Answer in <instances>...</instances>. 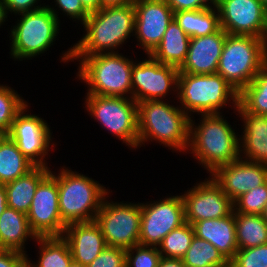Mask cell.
Returning a JSON list of instances; mask_svg holds the SVG:
<instances>
[{
    "label": "cell",
    "mask_w": 267,
    "mask_h": 267,
    "mask_svg": "<svg viewBox=\"0 0 267 267\" xmlns=\"http://www.w3.org/2000/svg\"><path fill=\"white\" fill-rule=\"evenodd\" d=\"M50 167L35 166L18 179L4 184L8 207L27 214L38 184L50 173Z\"/></svg>",
    "instance_id": "obj_24"
},
{
    "label": "cell",
    "mask_w": 267,
    "mask_h": 267,
    "mask_svg": "<svg viewBox=\"0 0 267 267\" xmlns=\"http://www.w3.org/2000/svg\"><path fill=\"white\" fill-rule=\"evenodd\" d=\"M74 59L79 61L77 78L88 85L86 94L132 98L131 71L135 60L119 52L72 56L73 62Z\"/></svg>",
    "instance_id": "obj_4"
},
{
    "label": "cell",
    "mask_w": 267,
    "mask_h": 267,
    "mask_svg": "<svg viewBox=\"0 0 267 267\" xmlns=\"http://www.w3.org/2000/svg\"><path fill=\"white\" fill-rule=\"evenodd\" d=\"M55 2V7H51L46 5L50 11L57 17V19L60 18L58 17L59 13L58 11L61 10L63 11L62 14L69 18H71L73 21H77V23L80 21V24H83L87 17L90 15L83 7L81 0H54ZM55 8V9H54ZM59 8V9H58ZM58 9V11H56Z\"/></svg>",
    "instance_id": "obj_37"
},
{
    "label": "cell",
    "mask_w": 267,
    "mask_h": 267,
    "mask_svg": "<svg viewBox=\"0 0 267 267\" xmlns=\"http://www.w3.org/2000/svg\"><path fill=\"white\" fill-rule=\"evenodd\" d=\"M10 86L0 84V131L7 134L17 113L27 104Z\"/></svg>",
    "instance_id": "obj_33"
},
{
    "label": "cell",
    "mask_w": 267,
    "mask_h": 267,
    "mask_svg": "<svg viewBox=\"0 0 267 267\" xmlns=\"http://www.w3.org/2000/svg\"><path fill=\"white\" fill-rule=\"evenodd\" d=\"M82 25L85 34L62 54L60 62H72V56L118 52L117 48L120 49L119 47L128 42V38L134 36V5L101 8L90 13Z\"/></svg>",
    "instance_id": "obj_1"
},
{
    "label": "cell",
    "mask_w": 267,
    "mask_h": 267,
    "mask_svg": "<svg viewBox=\"0 0 267 267\" xmlns=\"http://www.w3.org/2000/svg\"><path fill=\"white\" fill-rule=\"evenodd\" d=\"M105 197L95 216L107 246L124 249L139 245L141 203L114 202Z\"/></svg>",
    "instance_id": "obj_10"
},
{
    "label": "cell",
    "mask_w": 267,
    "mask_h": 267,
    "mask_svg": "<svg viewBox=\"0 0 267 267\" xmlns=\"http://www.w3.org/2000/svg\"><path fill=\"white\" fill-rule=\"evenodd\" d=\"M160 259L158 247L136 245L126 249V267H158Z\"/></svg>",
    "instance_id": "obj_35"
},
{
    "label": "cell",
    "mask_w": 267,
    "mask_h": 267,
    "mask_svg": "<svg viewBox=\"0 0 267 267\" xmlns=\"http://www.w3.org/2000/svg\"><path fill=\"white\" fill-rule=\"evenodd\" d=\"M174 19L190 38L211 35L220 29L219 13L215 6L174 12Z\"/></svg>",
    "instance_id": "obj_26"
},
{
    "label": "cell",
    "mask_w": 267,
    "mask_h": 267,
    "mask_svg": "<svg viewBox=\"0 0 267 267\" xmlns=\"http://www.w3.org/2000/svg\"><path fill=\"white\" fill-rule=\"evenodd\" d=\"M29 238L36 240L38 237L30 228L27 214L7 207L0 216V249L27 255L25 242Z\"/></svg>",
    "instance_id": "obj_23"
},
{
    "label": "cell",
    "mask_w": 267,
    "mask_h": 267,
    "mask_svg": "<svg viewBox=\"0 0 267 267\" xmlns=\"http://www.w3.org/2000/svg\"><path fill=\"white\" fill-rule=\"evenodd\" d=\"M194 230L190 223L171 230L158 246L161 257L182 259L191 245Z\"/></svg>",
    "instance_id": "obj_32"
},
{
    "label": "cell",
    "mask_w": 267,
    "mask_h": 267,
    "mask_svg": "<svg viewBox=\"0 0 267 267\" xmlns=\"http://www.w3.org/2000/svg\"><path fill=\"white\" fill-rule=\"evenodd\" d=\"M69 245L73 261L88 266L107 247L95 221L68 224L62 236Z\"/></svg>",
    "instance_id": "obj_20"
},
{
    "label": "cell",
    "mask_w": 267,
    "mask_h": 267,
    "mask_svg": "<svg viewBox=\"0 0 267 267\" xmlns=\"http://www.w3.org/2000/svg\"><path fill=\"white\" fill-rule=\"evenodd\" d=\"M147 59L133 63L131 71L132 98L138 103L143 101L164 100L178 88L179 69L154 60ZM137 62V63H136ZM164 98V99H163Z\"/></svg>",
    "instance_id": "obj_12"
},
{
    "label": "cell",
    "mask_w": 267,
    "mask_h": 267,
    "mask_svg": "<svg viewBox=\"0 0 267 267\" xmlns=\"http://www.w3.org/2000/svg\"><path fill=\"white\" fill-rule=\"evenodd\" d=\"M229 267H267V244L238 249Z\"/></svg>",
    "instance_id": "obj_36"
},
{
    "label": "cell",
    "mask_w": 267,
    "mask_h": 267,
    "mask_svg": "<svg viewBox=\"0 0 267 267\" xmlns=\"http://www.w3.org/2000/svg\"><path fill=\"white\" fill-rule=\"evenodd\" d=\"M236 112L243 121V134L239 136L240 158L267 164V116L247 112L240 104Z\"/></svg>",
    "instance_id": "obj_21"
},
{
    "label": "cell",
    "mask_w": 267,
    "mask_h": 267,
    "mask_svg": "<svg viewBox=\"0 0 267 267\" xmlns=\"http://www.w3.org/2000/svg\"><path fill=\"white\" fill-rule=\"evenodd\" d=\"M210 176L234 202L242 194L267 182V164L239 158L219 166Z\"/></svg>",
    "instance_id": "obj_18"
},
{
    "label": "cell",
    "mask_w": 267,
    "mask_h": 267,
    "mask_svg": "<svg viewBox=\"0 0 267 267\" xmlns=\"http://www.w3.org/2000/svg\"><path fill=\"white\" fill-rule=\"evenodd\" d=\"M185 221L191 225L205 219H218L230 215L233 201L211 176L196 183L182 194Z\"/></svg>",
    "instance_id": "obj_14"
},
{
    "label": "cell",
    "mask_w": 267,
    "mask_h": 267,
    "mask_svg": "<svg viewBox=\"0 0 267 267\" xmlns=\"http://www.w3.org/2000/svg\"><path fill=\"white\" fill-rule=\"evenodd\" d=\"M128 4L135 5L137 3L143 2L144 0H125Z\"/></svg>",
    "instance_id": "obj_48"
},
{
    "label": "cell",
    "mask_w": 267,
    "mask_h": 267,
    "mask_svg": "<svg viewBox=\"0 0 267 267\" xmlns=\"http://www.w3.org/2000/svg\"><path fill=\"white\" fill-rule=\"evenodd\" d=\"M69 267H87V266H84L82 264H79V263L72 261L71 264L69 265Z\"/></svg>",
    "instance_id": "obj_49"
},
{
    "label": "cell",
    "mask_w": 267,
    "mask_h": 267,
    "mask_svg": "<svg viewBox=\"0 0 267 267\" xmlns=\"http://www.w3.org/2000/svg\"><path fill=\"white\" fill-rule=\"evenodd\" d=\"M6 134L0 131V140L5 136Z\"/></svg>",
    "instance_id": "obj_52"
},
{
    "label": "cell",
    "mask_w": 267,
    "mask_h": 267,
    "mask_svg": "<svg viewBox=\"0 0 267 267\" xmlns=\"http://www.w3.org/2000/svg\"><path fill=\"white\" fill-rule=\"evenodd\" d=\"M222 113L201 114L197 125L190 118L188 150L193 158L212 174L219 166L239 159L240 134L235 132ZM196 124V125H195ZM238 134V135H237Z\"/></svg>",
    "instance_id": "obj_2"
},
{
    "label": "cell",
    "mask_w": 267,
    "mask_h": 267,
    "mask_svg": "<svg viewBox=\"0 0 267 267\" xmlns=\"http://www.w3.org/2000/svg\"><path fill=\"white\" fill-rule=\"evenodd\" d=\"M57 180L49 173L37 186L27 218L37 237L63 236L66 224L58 204Z\"/></svg>",
    "instance_id": "obj_15"
},
{
    "label": "cell",
    "mask_w": 267,
    "mask_h": 267,
    "mask_svg": "<svg viewBox=\"0 0 267 267\" xmlns=\"http://www.w3.org/2000/svg\"><path fill=\"white\" fill-rule=\"evenodd\" d=\"M173 12L200 10L215 6V0H165Z\"/></svg>",
    "instance_id": "obj_40"
},
{
    "label": "cell",
    "mask_w": 267,
    "mask_h": 267,
    "mask_svg": "<svg viewBox=\"0 0 267 267\" xmlns=\"http://www.w3.org/2000/svg\"><path fill=\"white\" fill-rule=\"evenodd\" d=\"M220 28L233 35H262L266 7L260 0H215Z\"/></svg>",
    "instance_id": "obj_16"
},
{
    "label": "cell",
    "mask_w": 267,
    "mask_h": 267,
    "mask_svg": "<svg viewBox=\"0 0 267 267\" xmlns=\"http://www.w3.org/2000/svg\"><path fill=\"white\" fill-rule=\"evenodd\" d=\"M87 267H126V249L107 246Z\"/></svg>",
    "instance_id": "obj_38"
},
{
    "label": "cell",
    "mask_w": 267,
    "mask_h": 267,
    "mask_svg": "<svg viewBox=\"0 0 267 267\" xmlns=\"http://www.w3.org/2000/svg\"><path fill=\"white\" fill-rule=\"evenodd\" d=\"M134 9L137 46L150 55L161 42L174 12L165 0H144L135 4Z\"/></svg>",
    "instance_id": "obj_17"
},
{
    "label": "cell",
    "mask_w": 267,
    "mask_h": 267,
    "mask_svg": "<svg viewBox=\"0 0 267 267\" xmlns=\"http://www.w3.org/2000/svg\"><path fill=\"white\" fill-rule=\"evenodd\" d=\"M267 63V53L259 37L228 34L217 73L240 93Z\"/></svg>",
    "instance_id": "obj_7"
},
{
    "label": "cell",
    "mask_w": 267,
    "mask_h": 267,
    "mask_svg": "<svg viewBox=\"0 0 267 267\" xmlns=\"http://www.w3.org/2000/svg\"><path fill=\"white\" fill-rule=\"evenodd\" d=\"M262 216L265 219V221L267 222V204L265 206V209H264V212H263Z\"/></svg>",
    "instance_id": "obj_50"
},
{
    "label": "cell",
    "mask_w": 267,
    "mask_h": 267,
    "mask_svg": "<svg viewBox=\"0 0 267 267\" xmlns=\"http://www.w3.org/2000/svg\"><path fill=\"white\" fill-rule=\"evenodd\" d=\"M84 9L90 14L97 12L101 9L100 0H81Z\"/></svg>",
    "instance_id": "obj_43"
},
{
    "label": "cell",
    "mask_w": 267,
    "mask_h": 267,
    "mask_svg": "<svg viewBox=\"0 0 267 267\" xmlns=\"http://www.w3.org/2000/svg\"><path fill=\"white\" fill-rule=\"evenodd\" d=\"M265 52L267 53V8L265 11L264 28L260 36Z\"/></svg>",
    "instance_id": "obj_46"
},
{
    "label": "cell",
    "mask_w": 267,
    "mask_h": 267,
    "mask_svg": "<svg viewBox=\"0 0 267 267\" xmlns=\"http://www.w3.org/2000/svg\"><path fill=\"white\" fill-rule=\"evenodd\" d=\"M182 261L186 267H229V262L214 245L195 235Z\"/></svg>",
    "instance_id": "obj_31"
},
{
    "label": "cell",
    "mask_w": 267,
    "mask_h": 267,
    "mask_svg": "<svg viewBox=\"0 0 267 267\" xmlns=\"http://www.w3.org/2000/svg\"><path fill=\"white\" fill-rule=\"evenodd\" d=\"M158 267H186L182 259L161 257Z\"/></svg>",
    "instance_id": "obj_42"
},
{
    "label": "cell",
    "mask_w": 267,
    "mask_h": 267,
    "mask_svg": "<svg viewBox=\"0 0 267 267\" xmlns=\"http://www.w3.org/2000/svg\"><path fill=\"white\" fill-rule=\"evenodd\" d=\"M239 104L247 112L267 116V63L239 93Z\"/></svg>",
    "instance_id": "obj_30"
},
{
    "label": "cell",
    "mask_w": 267,
    "mask_h": 267,
    "mask_svg": "<svg viewBox=\"0 0 267 267\" xmlns=\"http://www.w3.org/2000/svg\"><path fill=\"white\" fill-rule=\"evenodd\" d=\"M35 166L7 134L0 140V184L18 179Z\"/></svg>",
    "instance_id": "obj_27"
},
{
    "label": "cell",
    "mask_w": 267,
    "mask_h": 267,
    "mask_svg": "<svg viewBox=\"0 0 267 267\" xmlns=\"http://www.w3.org/2000/svg\"><path fill=\"white\" fill-rule=\"evenodd\" d=\"M190 39L173 18L150 56L162 64L179 68L185 61Z\"/></svg>",
    "instance_id": "obj_25"
},
{
    "label": "cell",
    "mask_w": 267,
    "mask_h": 267,
    "mask_svg": "<svg viewBox=\"0 0 267 267\" xmlns=\"http://www.w3.org/2000/svg\"><path fill=\"white\" fill-rule=\"evenodd\" d=\"M50 174L57 180L62 221L66 225L94 221L105 197L111 193L110 189L64 166L59 169L58 175L54 171Z\"/></svg>",
    "instance_id": "obj_5"
},
{
    "label": "cell",
    "mask_w": 267,
    "mask_h": 267,
    "mask_svg": "<svg viewBox=\"0 0 267 267\" xmlns=\"http://www.w3.org/2000/svg\"><path fill=\"white\" fill-rule=\"evenodd\" d=\"M177 100L181 109L193 118V113L219 114L221 108L228 105L235 111L239 105V93L218 73H179Z\"/></svg>",
    "instance_id": "obj_6"
},
{
    "label": "cell",
    "mask_w": 267,
    "mask_h": 267,
    "mask_svg": "<svg viewBox=\"0 0 267 267\" xmlns=\"http://www.w3.org/2000/svg\"><path fill=\"white\" fill-rule=\"evenodd\" d=\"M137 116L139 148L156 141L176 153H187L190 117L180 106L165 100L138 102Z\"/></svg>",
    "instance_id": "obj_3"
},
{
    "label": "cell",
    "mask_w": 267,
    "mask_h": 267,
    "mask_svg": "<svg viewBox=\"0 0 267 267\" xmlns=\"http://www.w3.org/2000/svg\"><path fill=\"white\" fill-rule=\"evenodd\" d=\"M5 6L6 14L8 16L9 12L14 15L36 11L44 8L46 5L37 3L40 0H2Z\"/></svg>",
    "instance_id": "obj_39"
},
{
    "label": "cell",
    "mask_w": 267,
    "mask_h": 267,
    "mask_svg": "<svg viewBox=\"0 0 267 267\" xmlns=\"http://www.w3.org/2000/svg\"><path fill=\"white\" fill-rule=\"evenodd\" d=\"M27 103L15 116L7 135L16 143L19 150L36 166H48V152L54 149L50 125L39 115L29 112ZM27 112V113H26ZM52 146V147H50Z\"/></svg>",
    "instance_id": "obj_13"
},
{
    "label": "cell",
    "mask_w": 267,
    "mask_h": 267,
    "mask_svg": "<svg viewBox=\"0 0 267 267\" xmlns=\"http://www.w3.org/2000/svg\"><path fill=\"white\" fill-rule=\"evenodd\" d=\"M84 104L88 114L108 133L128 147L138 148L137 102L133 98L87 94Z\"/></svg>",
    "instance_id": "obj_9"
},
{
    "label": "cell",
    "mask_w": 267,
    "mask_h": 267,
    "mask_svg": "<svg viewBox=\"0 0 267 267\" xmlns=\"http://www.w3.org/2000/svg\"><path fill=\"white\" fill-rule=\"evenodd\" d=\"M10 28V55L14 60H30L47 52L59 34L60 21L45 6L42 9L18 14Z\"/></svg>",
    "instance_id": "obj_8"
},
{
    "label": "cell",
    "mask_w": 267,
    "mask_h": 267,
    "mask_svg": "<svg viewBox=\"0 0 267 267\" xmlns=\"http://www.w3.org/2000/svg\"><path fill=\"white\" fill-rule=\"evenodd\" d=\"M101 8L128 4L125 0H100Z\"/></svg>",
    "instance_id": "obj_45"
},
{
    "label": "cell",
    "mask_w": 267,
    "mask_h": 267,
    "mask_svg": "<svg viewBox=\"0 0 267 267\" xmlns=\"http://www.w3.org/2000/svg\"><path fill=\"white\" fill-rule=\"evenodd\" d=\"M262 4L267 8V0H260Z\"/></svg>",
    "instance_id": "obj_51"
},
{
    "label": "cell",
    "mask_w": 267,
    "mask_h": 267,
    "mask_svg": "<svg viewBox=\"0 0 267 267\" xmlns=\"http://www.w3.org/2000/svg\"><path fill=\"white\" fill-rule=\"evenodd\" d=\"M226 36L227 33L220 28L211 35L191 38L185 61L178 68L179 73H217L218 63Z\"/></svg>",
    "instance_id": "obj_19"
},
{
    "label": "cell",
    "mask_w": 267,
    "mask_h": 267,
    "mask_svg": "<svg viewBox=\"0 0 267 267\" xmlns=\"http://www.w3.org/2000/svg\"><path fill=\"white\" fill-rule=\"evenodd\" d=\"M6 19H8V16L6 14L5 6L3 4V1L0 0V26L4 24V22H6Z\"/></svg>",
    "instance_id": "obj_47"
},
{
    "label": "cell",
    "mask_w": 267,
    "mask_h": 267,
    "mask_svg": "<svg viewBox=\"0 0 267 267\" xmlns=\"http://www.w3.org/2000/svg\"><path fill=\"white\" fill-rule=\"evenodd\" d=\"M37 263L27 255L26 267H69L73 261L68 242L62 236L38 237Z\"/></svg>",
    "instance_id": "obj_28"
},
{
    "label": "cell",
    "mask_w": 267,
    "mask_h": 267,
    "mask_svg": "<svg viewBox=\"0 0 267 267\" xmlns=\"http://www.w3.org/2000/svg\"><path fill=\"white\" fill-rule=\"evenodd\" d=\"M233 204L234 212L262 215L267 204V182L242 194Z\"/></svg>",
    "instance_id": "obj_34"
},
{
    "label": "cell",
    "mask_w": 267,
    "mask_h": 267,
    "mask_svg": "<svg viewBox=\"0 0 267 267\" xmlns=\"http://www.w3.org/2000/svg\"><path fill=\"white\" fill-rule=\"evenodd\" d=\"M7 207L8 204L6 189L4 184H0V216Z\"/></svg>",
    "instance_id": "obj_44"
},
{
    "label": "cell",
    "mask_w": 267,
    "mask_h": 267,
    "mask_svg": "<svg viewBox=\"0 0 267 267\" xmlns=\"http://www.w3.org/2000/svg\"><path fill=\"white\" fill-rule=\"evenodd\" d=\"M151 202L141 203L139 245L158 247L171 230L186 222L184 204L182 195Z\"/></svg>",
    "instance_id": "obj_11"
},
{
    "label": "cell",
    "mask_w": 267,
    "mask_h": 267,
    "mask_svg": "<svg viewBox=\"0 0 267 267\" xmlns=\"http://www.w3.org/2000/svg\"><path fill=\"white\" fill-rule=\"evenodd\" d=\"M238 249L267 244V222L262 215L234 212Z\"/></svg>",
    "instance_id": "obj_29"
},
{
    "label": "cell",
    "mask_w": 267,
    "mask_h": 267,
    "mask_svg": "<svg viewBox=\"0 0 267 267\" xmlns=\"http://www.w3.org/2000/svg\"><path fill=\"white\" fill-rule=\"evenodd\" d=\"M27 255L0 249V267H26Z\"/></svg>",
    "instance_id": "obj_41"
},
{
    "label": "cell",
    "mask_w": 267,
    "mask_h": 267,
    "mask_svg": "<svg viewBox=\"0 0 267 267\" xmlns=\"http://www.w3.org/2000/svg\"><path fill=\"white\" fill-rule=\"evenodd\" d=\"M194 235L214 245L230 262L238 250L234 211L218 219H205L192 224Z\"/></svg>",
    "instance_id": "obj_22"
}]
</instances>
